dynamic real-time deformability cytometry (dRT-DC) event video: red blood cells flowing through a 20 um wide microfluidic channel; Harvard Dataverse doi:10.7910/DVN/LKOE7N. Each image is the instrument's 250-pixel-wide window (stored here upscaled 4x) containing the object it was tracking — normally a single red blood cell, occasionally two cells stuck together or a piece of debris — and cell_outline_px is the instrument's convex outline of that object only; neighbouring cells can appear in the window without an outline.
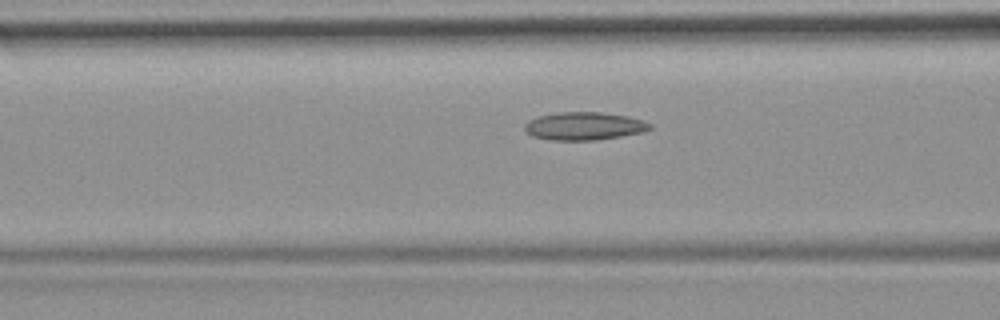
{"species": "common noctule bat (a hibernating species)", "species_latin": "Nyctalus noctula", "temperature_condition": "room temperature", "stored_images_in_passage": 26, "camera_frame_rate_fps": 3000, "um_per_image_px": 0.085, "animal": {"sex": "female", "body_mass_g": 19.9}, "frame": {"image": 1, "passage_image": 8, "time_ms": 2.333, "image_size_px": [1000, 320], "cell_outline_px": [[652, 128], [644, 132], [596, 140], [552, 140], [532, 136], [524, 128], [524, 124], [528, 120], [536, 116], [556, 112], [600, 112], [628, 116], [652, 124]], "centroid_in_image_um": [49.63, 10.71], "position_along_channel_um": 117.0, "area_um2": 20.46}}
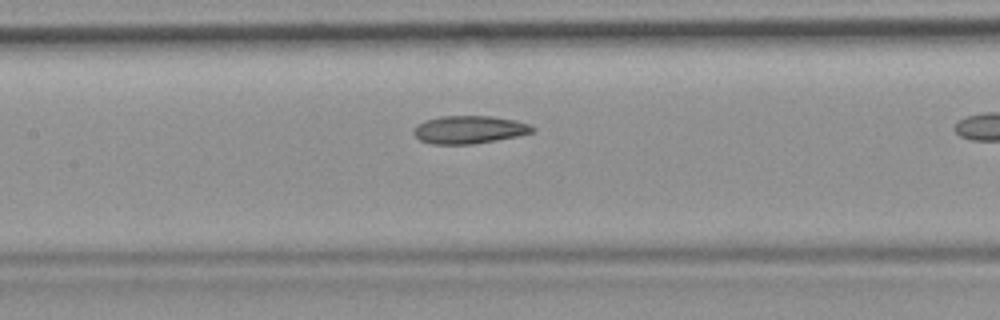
{"frame": {"image": 2, "passage_image": 12, "time_ms": 3.667, "image_size_px": [1000, 320], "cell_outline_px": [[536, 128], [532, 132], [516, 136], [496, 140], [472, 144], [432, 144], [420, 140], [412, 132], [412, 128], [416, 124], [440, 116], [492, 116], [516, 120], [532, 124]], "centroid_in_image_um": [39.88, 11.01], "position_along_channel_um": 167.5, "area_um2": 19.36}}
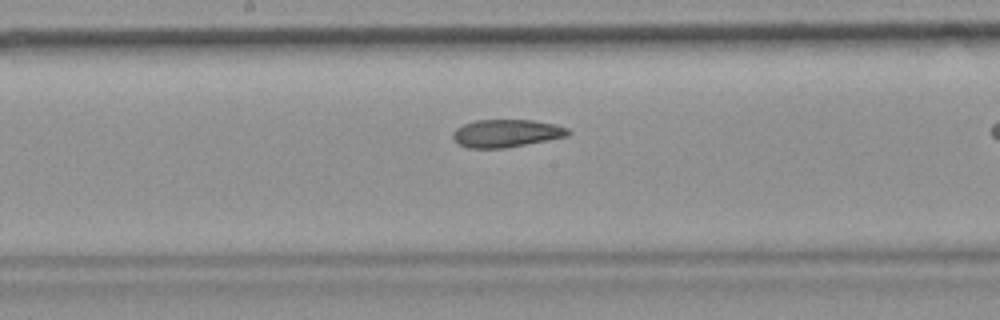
{"frame": {"image": 3, "passage_image": 15, "time_ms": 4.667, "image_size_px": [1000, 320], "cell_outline_px": [[572, 132], [568, 136], [504, 148], [468, 148], [452, 140], [452, 132], [456, 128], [464, 124], [476, 120], [532, 120], [556, 124], [568, 128]], "centroid_in_image_um": [43.03, 11.32], "position_along_channel_um": 205.2, "area_um2": 18.67}}